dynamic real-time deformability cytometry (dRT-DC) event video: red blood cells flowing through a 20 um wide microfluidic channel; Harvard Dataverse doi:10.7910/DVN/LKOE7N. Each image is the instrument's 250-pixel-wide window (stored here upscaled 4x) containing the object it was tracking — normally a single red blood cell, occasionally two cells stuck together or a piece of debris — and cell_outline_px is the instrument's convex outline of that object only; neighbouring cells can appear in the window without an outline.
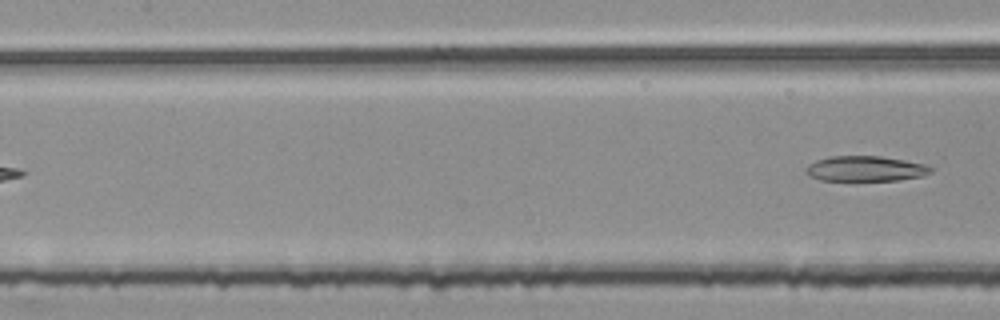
{"species": "common noctule bat (a hibernating species)", "species_latin": "Nyctalus noctula", "temperature_condition": "room temperature", "stored_images_in_passage": 5, "segment_of_instrument_passage": [2, 2], "camera_frame_rate_fps": 3000, "um_per_image_px": 0.085, "animal": {"sex": "female", "body_mass_g": 25.1}, "frame": {"image": 1, "passage_image": 5, "time_ms": 1.333, "image_size_px": [1000, 320], "cell_outline_px": [[932, 172], [920, 176], [900, 180], [820, 180], [808, 176], [804, 172], [804, 168], [808, 164], [816, 160], [832, 156], [880, 156], [904, 160], [924, 164], [932, 168]], "centroid_in_image_um": [73.5, 14.33], "position_along_channel_um": 133.9, "area_um2": 18.38}}